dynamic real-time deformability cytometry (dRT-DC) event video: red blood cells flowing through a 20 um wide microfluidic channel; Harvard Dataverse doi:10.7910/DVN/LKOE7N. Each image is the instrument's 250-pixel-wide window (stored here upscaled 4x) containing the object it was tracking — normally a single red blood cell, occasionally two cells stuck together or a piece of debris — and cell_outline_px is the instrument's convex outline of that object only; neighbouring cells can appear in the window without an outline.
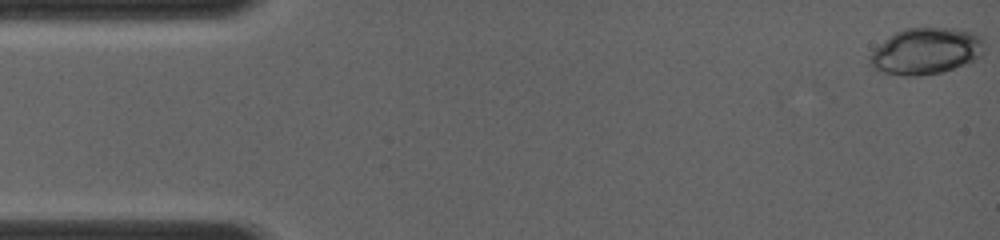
{"species": "common noctule bat (a hibernating species)", "species_latin": "Nyctalus noctula", "temperature_condition": "room temperature", "stored_images_in_passage": 11, "camera_frame_rate_fps": 4000, "um_per_image_px": 0.085, "animal": {"sex": "female", "body_mass_g": 19.0, "forearm_length_mm": 56.7}, "frame": {"image": 1, "passage_image": 1, "time_ms": 0.0, "image_size_px": [1000, 240], "cell_outline_px": [[984, 36], [980, 56], [976, 60], [940, 72], [920, 76], [904, 76], [880, 72], [872, 68], [868, 64], [868, 56], [884, 40], [896, 32], [904, 28], [952, 28], [976, 32]], "centroid_in_image_um": [78.68, 4.34], "position_along_channel_um": 6.3, "area_um2": 31.15}}
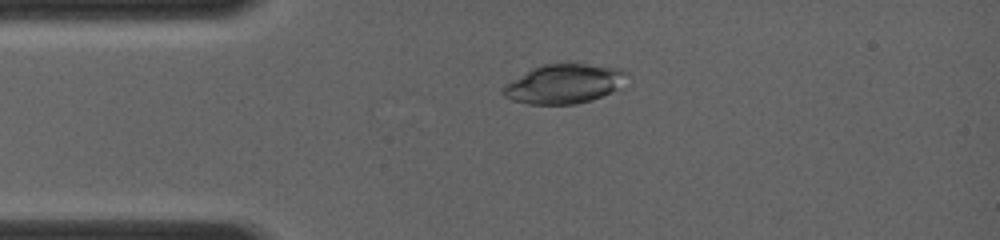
{"frame": {"image": 2, "passage_image": 8, "time_ms": 3.0, "image_size_px": [1000, 240], "cell_outline_px": [[628, 72], [616, 88], [592, 100], [576, 104], [528, 104], [512, 100], [504, 96], [500, 92], [504, 84], [532, 68], [544, 64], [560, 60], [620, 68]], "centroid_in_image_um": [47.86, 7.08], "position_along_channel_um": 37.1, "area_um2": 28.67}}